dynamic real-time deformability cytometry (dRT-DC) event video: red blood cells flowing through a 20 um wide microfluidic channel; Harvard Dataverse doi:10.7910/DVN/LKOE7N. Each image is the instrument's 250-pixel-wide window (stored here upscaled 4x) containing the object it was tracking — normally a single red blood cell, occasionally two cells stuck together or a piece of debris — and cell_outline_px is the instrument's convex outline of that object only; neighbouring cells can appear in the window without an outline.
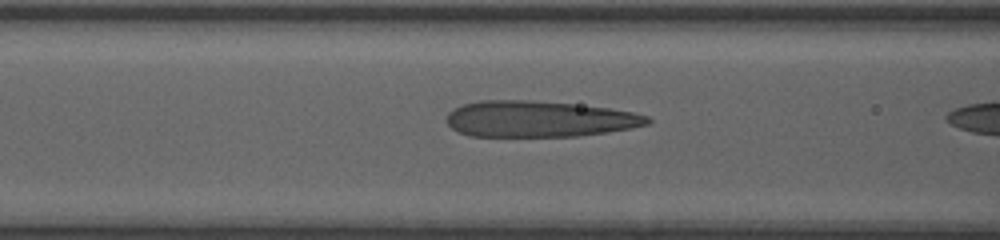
{"species": "human", "species_latin": "Homo sapiens", "temperature_condition": "room temperature", "stored_images_in_passage": 20, "camera_frame_rate_fps": 3000, "um_per_image_px": 0.085, "donor": {"sex": "female"}, "frame": {"image": 1, "passage_image": 19, "time_ms": 6.0, "image_size_px": [1000, 240], "cell_outline_px": [[652, 120], [648, 124], [632, 128], [608, 132], [576, 136], [468, 136], [452, 128], [444, 120], [448, 112], [464, 104], [480, 100], [528, 100], [572, 104], [608, 108], [632, 112], [648, 116]], "centroid_in_image_um": [45.8, 10.11], "position_along_channel_um": 120.8, "area_um2": 42.19}}